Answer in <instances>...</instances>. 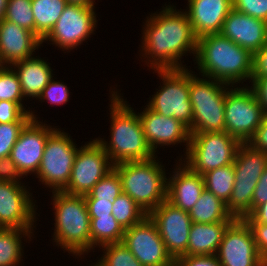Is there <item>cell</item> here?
<instances>
[{
    "label": "cell",
    "mask_w": 267,
    "mask_h": 266,
    "mask_svg": "<svg viewBox=\"0 0 267 266\" xmlns=\"http://www.w3.org/2000/svg\"><path fill=\"white\" fill-rule=\"evenodd\" d=\"M110 104L111 139L96 140L104 148L113 165L127 161H145L155 156L148 146L138 113L129 107L127 101L112 91Z\"/></svg>",
    "instance_id": "3"
},
{
    "label": "cell",
    "mask_w": 267,
    "mask_h": 266,
    "mask_svg": "<svg viewBox=\"0 0 267 266\" xmlns=\"http://www.w3.org/2000/svg\"><path fill=\"white\" fill-rule=\"evenodd\" d=\"M112 215L125 230L140 222L147 214L127 194H120L113 203Z\"/></svg>",
    "instance_id": "31"
},
{
    "label": "cell",
    "mask_w": 267,
    "mask_h": 266,
    "mask_svg": "<svg viewBox=\"0 0 267 266\" xmlns=\"http://www.w3.org/2000/svg\"><path fill=\"white\" fill-rule=\"evenodd\" d=\"M241 142L226 131L192 133L184 164L200 175L234 163ZM186 159V160H185Z\"/></svg>",
    "instance_id": "9"
},
{
    "label": "cell",
    "mask_w": 267,
    "mask_h": 266,
    "mask_svg": "<svg viewBox=\"0 0 267 266\" xmlns=\"http://www.w3.org/2000/svg\"><path fill=\"white\" fill-rule=\"evenodd\" d=\"M163 8L146 20L142 56H146L148 67L154 71L184 69L186 65H182L181 58L188 52L196 55L198 38L186 12L177 11L170 5Z\"/></svg>",
    "instance_id": "1"
},
{
    "label": "cell",
    "mask_w": 267,
    "mask_h": 266,
    "mask_svg": "<svg viewBox=\"0 0 267 266\" xmlns=\"http://www.w3.org/2000/svg\"><path fill=\"white\" fill-rule=\"evenodd\" d=\"M233 166L235 183L226 207L235 219H244L252 212L254 189L267 166V153L241 143Z\"/></svg>",
    "instance_id": "7"
},
{
    "label": "cell",
    "mask_w": 267,
    "mask_h": 266,
    "mask_svg": "<svg viewBox=\"0 0 267 266\" xmlns=\"http://www.w3.org/2000/svg\"><path fill=\"white\" fill-rule=\"evenodd\" d=\"M122 243L143 266H174V260L149 215L124 230Z\"/></svg>",
    "instance_id": "14"
},
{
    "label": "cell",
    "mask_w": 267,
    "mask_h": 266,
    "mask_svg": "<svg viewBox=\"0 0 267 266\" xmlns=\"http://www.w3.org/2000/svg\"><path fill=\"white\" fill-rule=\"evenodd\" d=\"M100 247L105 253L93 266H143L122 242Z\"/></svg>",
    "instance_id": "33"
},
{
    "label": "cell",
    "mask_w": 267,
    "mask_h": 266,
    "mask_svg": "<svg viewBox=\"0 0 267 266\" xmlns=\"http://www.w3.org/2000/svg\"><path fill=\"white\" fill-rule=\"evenodd\" d=\"M244 220L267 224V201L258 205Z\"/></svg>",
    "instance_id": "48"
},
{
    "label": "cell",
    "mask_w": 267,
    "mask_h": 266,
    "mask_svg": "<svg viewBox=\"0 0 267 266\" xmlns=\"http://www.w3.org/2000/svg\"><path fill=\"white\" fill-rule=\"evenodd\" d=\"M20 178H22V175L19 172L15 162L10 157L1 158L0 159V181L15 182L18 184H23L20 182Z\"/></svg>",
    "instance_id": "42"
},
{
    "label": "cell",
    "mask_w": 267,
    "mask_h": 266,
    "mask_svg": "<svg viewBox=\"0 0 267 266\" xmlns=\"http://www.w3.org/2000/svg\"><path fill=\"white\" fill-rule=\"evenodd\" d=\"M221 266H267L259 255L253 232L244 219H235L223 234L216 254Z\"/></svg>",
    "instance_id": "15"
},
{
    "label": "cell",
    "mask_w": 267,
    "mask_h": 266,
    "mask_svg": "<svg viewBox=\"0 0 267 266\" xmlns=\"http://www.w3.org/2000/svg\"><path fill=\"white\" fill-rule=\"evenodd\" d=\"M182 163H178L171 179H167L166 200L173 206L189 212L205 189V183L203 175L193 172Z\"/></svg>",
    "instance_id": "23"
},
{
    "label": "cell",
    "mask_w": 267,
    "mask_h": 266,
    "mask_svg": "<svg viewBox=\"0 0 267 266\" xmlns=\"http://www.w3.org/2000/svg\"><path fill=\"white\" fill-rule=\"evenodd\" d=\"M94 2L95 0H67L68 4H77V5L88 6V7H95Z\"/></svg>",
    "instance_id": "49"
},
{
    "label": "cell",
    "mask_w": 267,
    "mask_h": 266,
    "mask_svg": "<svg viewBox=\"0 0 267 266\" xmlns=\"http://www.w3.org/2000/svg\"><path fill=\"white\" fill-rule=\"evenodd\" d=\"M90 218L112 215L113 204L108 200H85Z\"/></svg>",
    "instance_id": "43"
},
{
    "label": "cell",
    "mask_w": 267,
    "mask_h": 266,
    "mask_svg": "<svg viewBox=\"0 0 267 266\" xmlns=\"http://www.w3.org/2000/svg\"><path fill=\"white\" fill-rule=\"evenodd\" d=\"M31 233L33 234V230L0 227V266L19 265L24 255L22 254V235L31 239Z\"/></svg>",
    "instance_id": "28"
},
{
    "label": "cell",
    "mask_w": 267,
    "mask_h": 266,
    "mask_svg": "<svg viewBox=\"0 0 267 266\" xmlns=\"http://www.w3.org/2000/svg\"><path fill=\"white\" fill-rule=\"evenodd\" d=\"M31 194L24 184L0 181V227L33 230L36 209Z\"/></svg>",
    "instance_id": "18"
},
{
    "label": "cell",
    "mask_w": 267,
    "mask_h": 266,
    "mask_svg": "<svg viewBox=\"0 0 267 266\" xmlns=\"http://www.w3.org/2000/svg\"><path fill=\"white\" fill-rule=\"evenodd\" d=\"M74 143L68 133L57 128L48 136L36 177L53 191H62L69 183L79 149Z\"/></svg>",
    "instance_id": "11"
},
{
    "label": "cell",
    "mask_w": 267,
    "mask_h": 266,
    "mask_svg": "<svg viewBox=\"0 0 267 266\" xmlns=\"http://www.w3.org/2000/svg\"><path fill=\"white\" fill-rule=\"evenodd\" d=\"M112 169L113 164L108 154L94 139L78 149L69 183L62 192L84 196Z\"/></svg>",
    "instance_id": "12"
},
{
    "label": "cell",
    "mask_w": 267,
    "mask_h": 266,
    "mask_svg": "<svg viewBox=\"0 0 267 266\" xmlns=\"http://www.w3.org/2000/svg\"><path fill=\"white\" fill-rule=\"evenodd\" d=\"M161 77L163 86L152 95L146 105L149 109L174 117L183 123L190 134L193 133V112L190 102V71L186 67L178 70H155Z\"/></svg>",
    "instance_id": "8"
},
{
    "label": "cell",
    "mask_w": 267,
    "mask_h": 266,
    "mask_svg": "<svg viewBox=\"0 0 267 266\" xmlns=\"http://www.w3.org/2000/svg\"><path fill=\"white\" fill-rule=\"evenodd\" d=\"M155 158L113 165L121 178L122 193L132 198L147 215L167 198L166 171Z\"/></svg>",
    "instance_id": "5"
},
{
    "label": "cell",
    "mask_w": 267,
    "mask_h": 266,
    "mask_svg": "<svg viewBox=\"0 0 267 266\" xmlns=\"http://www.w3.org/2000/svg\"><path fill=\"white\" fill-rule=\"evenodd\" d=\"M203 177L205 188L224 203H227L235 183L233 164L210 170L203 174Z\"/></svg>",
    "instance_id": "30"
},
{
    "label": "cell",
    "mask_w": 267,
    "mask_h": 266,
    "mask_svg": "<svg viewBox=\"0 0 267 266\" xmlns=\"http://www.w3.org/2000/svg\"><path fill=\"white\" fill-rule=\"evenodd\" d=\"M174 266H221L216 255L182 256L174 260Z\"/></svg>",
    "instance_id": "41"
},
{
    "label": "cell",
    "mask_w": 267,
    "mask_h": 266,
    "mask_svg": "<svg viewBox=\"0 0 267 266\" xmlns=\"http://www.w3.org/2000/svg\"><path fill=\"white\" fill-rule=\"evenodd\" d=\"M192 73L190 72L189 95L193 112V133L225 131L226 90L232 86L209 77L207 79L203 76L199 79Z\"/></svg>",
    "instance_id": "6"
},
{
    "label": "cell",
    "mask_w": 267,
    "mask_h": 266,
    "mask_svg": "<svg viewBox=\"0 0 267 266\" xmlns=\"http://www.w3.org/2000/svg\"><path fill=\"white\" fill-rule=\"evenodd\" d=\"M148 215L155 222L159 235L172 259L186 256L192 226L189 213L165 200Z\"/></svg>",
    "instance_id": "16"
},
{
    "label": "cell",
    "mask_w": 267,
    "mask_h": 266,
    "mask_svg": "<svg viewBox=\"0 0 267 266\" xmlns=\"http://www.w3.org/2000/svg\"><path fill=\"white\" fill-rule=\"evenodd\" d=\"M55 214L53 240L56 245L74 255L91 250V219L84 196L52 191Z\"/></svg>",
    "instance_id": "4"
},
{
    "label": "cell",
    "mask_w": 267,
    "mask_h": 266,
    "mask_svg": "<svg viewBox=\"0 0 267 266\" xmlns=\"http://www.w3.org/2000/svg\"><path fill=\"white\" fill-rule=\"evenodd\" d=\"M233 221L208 224L192 222L186 256L216 255L223 234Z\"/></svg>",
    "instance_id": "25"
},
{
    "label": "cell",
    "mask_w": 267,
    "mask_h": 266,
    "mask_svg": "<svg viewBox=\"0 0 267 266\" xmlns=\"http://www.w3.org/2000/svg\"><path fill=\"white\" fill-rule=\"evenodd\" d=\"M267 201V166L263 171L252 197V211L260 204Z\"/></svg>",
    "instance_id": "46"
},
{
    "label": "cell",
    "mask_w": 267,
    "mask_h": 266,
    "mask_svg": "<svg viewBox=\"0 0 267 266\" xmlns=\"http://www.w3.org/2000/svg\"><path fill=\"white\" fill-rule=\"evenodd\" d=\"M233 9L267 22V0H232Z\"/></svg>",
    "instance_id": "38"
},
{
    "label": "cell",
    "mask_w": 267,
    "mask_h": 266,
    "mask_svg": "<svg viewBox=\"0 0 267 266\" xmlns=\"http://www.w3.org/2000/svg\"><path fill=\"white\" fill-rule=\"evenodd\" d=\"M95 7L67 4L50 32L41 40L53 42L63 50L73 49L87 40L97 26Z\"/></svg>",
    "instance_id": "13"
},
{
    "label": "cell",
    "mask_w": 267,
    "mask_h": 266,
    "mask_svg": "<svg viewBox=\"0 0 267 266\" xmlns=\"http://www.w3.org/2000/svg\"><path fill=\"white\" fill-rule=\"evenodd\" d=\"M250 226L259 255L267 262V224L247 222Z\"/></svg>",
    "instance_id": "40"
},
{
    "label": "cell",
    "mask_w": 267,
    "mask_h": 266,
    "mask_svg": "<svg viewBox=\"0 0 267 266\" xmlns=\"http://www.w3.org/2000/svg\"><path fill=\"white\" fill-rule=\"evenodd\" d=\"M3 19L34 33V14L31 0H7Z\"/></svg>",
    "instance_id": "34"
},
{
    "label": "cell",
    "mask_w": 267,
    "mask_h": 266,
    "mask_svg": "<svg viewBox=\"0 0 267 266\" xmlns=\"http://www.w3.org/2000/svg\"><path fill=\"white\" fill-rule=\"evenodd\" d=\"M185 10L197 38L220 34L223 22L233 9L232 0H188Z\"/></svg>",
    "instance_id": "22"
},
{
    "label": "cell",
    "mask_w": 267,
    "mask_h": 266,
    "mask_svg": "<svg viewBox=\"0 0 267 266\" xmlns=\"http://www.w3.org/2000/svg\"><path fill=\"white\" fill-rule=\"evenodd\" d=\"M3 66H4L3 63H2L1 60H0V69H1Z\"/></svg>",
    "instance_id": "51"
},
{
    "label": "cell",
    "mask_w": 267,
    "mask_h": 266,
    "mask_svg": "<svg viewBox=\"0 0 267 266\" xmlns=\"http://www.w3.org/2000/svg\"><path fill=\"white\" fill-rule=\"evenodd\" d=\"M193 223H217L235 220L227 211L226 203L208 191H202L196 204L188 212Z\"/></svg>",
    "instance_id": "26"
},
{
    "label": "cell",
    "mask_w": 267,
    "mask_h": 266,
    "mask_svg": "<svg viewBox=\"0 0 267 266\" xmlns=\"http://www.w3.org/2000/svg\"><path fill=\"white\" fill-rule=\"evenodd\" d=\"M248 143L255 149L267 153V115L260 123L254 136Z\"/></svg>",
    "instance_id": "45"
},
{
    "label": "cell",
    "mask_w": 267,
    "mask_h": 266,
    "mask_svg": "<svg viewBox=\"0 0 267 266\" xmlns=\"http://www.w3.org/2000/svg\"><path fill=\"white\" fill-rule=\"evenodd\" d=\"M41 44L33 32L5 19L0 20V60L4 66L31 58Z\"/></svg>",
    "instance_id": "21"
},
{
    "label": "cell",
    "mask_w": 267,
    "mask_h": 266,
    "mask_svg": "<svg viewBox=\"0 0 267 266\" xmlns=\"http://www.w3.org/2000/svg\"><path fill=\"white\" fill-rule=\"evenodd\" d=\"M67 0H31L34 34L42 40L63 13Z\"/></svg>",
    "instance_id": "27"
},
{
    "label": "cell",
    "mask_w": 267,
    "mask_h": 266,
    "mask_svg": "<svg viewBox=\"0 0 267 266\" xmlns=\"http://www.w3.org/2000/svg\"><path fill=\"white\" fill-rule=\"evenodd\" d=\"M32 120L25 126L14 144L10 158L22 176L35 173L40 167L48 136L56 129L38 121L32 111ZM47 125V126H45Z\"/></svg>",
    "instance_id": "17"
},
{
    "label": "cell",
    "mask_w": 267,
    "mask_h": 266,
    "mask_svg": "<svg viewBox=\"0 0 267 266\" xmlns=\"http://www.w3.org/2000/svg\"><path fill=\"white\" fill-rule=\"evenodd\" d=\"M91 226V249L96 246H103L110 243H120L123 240L124 229L117 220L110 216L90 218Z\"/></svg>",
    "instance_id": "29"
},
{
    "label": "cell",
    "mask_w": 267,
    "mask_h": 266,
    "mask_svg": "<svg viewBox=\"0 0 267 266\" xmlns=\"http://www.w3.org/2000/svg\"><path fill=\"white\" fill-rule=\"evenodd\" d=\"M122 194V182L118 172L113 168L92 190L84 195L85 200H108L113 204L116 198Z\"/></svg>",
    "instance_id": "32"
},
{
    "label": "cell",
    "mask_w": 267,
    "mask_h": 266,
    "mask_svg": "<svg viewBox=\"0 0 267 266\" xmlns=\"http://www.w3.org/2000/svg\"><path fill=\"white\" fill-rule=\"evenodd\" d=\"M67 88L66 84L51 79L38 99H41V101L47 100L52 105L64 104L69 100V90Z\"/></svg>",
    "instance_id": "39"
},
{
    "label": "cell",
    "mask_w": 267,
    "mask_h": 266,
    "mask_svg": "<svg viewBox=\"0 0 267 266\" xmlns=\"http://www.w3.org/2000/svg\"><path fill=\"white\" fill-rule=\"evenodd\" d=\"M267 76V43L253 54L252 77Z\"/></svg>",
    "instance_id": "44"
},
{
    "label": "cell",
    "mask_w": 267,
    "mask_h": 266,
    "mask_svg": "<svg viewBox=\"0 0 267 266\" xmlns=\"http://www.w3.org/2000/svg\"><path fill=\"white\" fill-rule=\"evenodd\" d=\"M142 130L145 135L148 146L151 150L161 146L175 145L176 143H185V149H188L190 142L189 129L174 117H165L148 107L138 114Z\"/></svg>",
    "instance_id": "19"
},
{
    "label": "cell",
    "mask_w": 267,
    "mask_h": 266,
    "mask_svg": "<svg viewBox=\"0 0 267 266\" xmlns=\"http://www.w3.org/2000/svg\"><path fill=\"white\" fill-rule=\"evenodd\" d=\"M252 86L258 101L264 109L265 115H267V76L252 77Z\"/></svg>",
    "instance_id": "47"
},
{
    "label": "cell",
    "mask_w": 267,
    "mask_h": 266,
    "mask_svg": "<svg viewBox=\"0 0 267 266\" xmlns=\"http://www.w3.org/2000/svg\"><path fill=\"white\" fill-rule=\"evenodd\" d=\"M229 87L225 97V131L241 143H248L266 116L252 88Z\"/></svg>",
    "instance_id": "10"
},
{
    "label": "cell",
    "mask_w": 267,
    "mask_h": 266,
    "mask_svg": "<svg viewBox=\"0 0 267 266\" xmlns=\"http://www.w3.org/2000/svg\"><path fill=\"white\" fill-rule=\"evenodd\" d=\"M7 100L19 103L23 108L24 100L18 76L11 66L0 69V101Z\"/></svg>",
    "instance_id": "35"
},
{
    "label": "cell",
    "mask_w": 267,
    "mask_h": 266,
    "mask_svg": "<svg viewBox=\"0 0 267 266\" xmlns=\"http://www.w3.org/2000/svg\"><path fill=\"white\" fill-rule=\"evenodd\" d=\"M32 114L25 110L19 103L7 100L0 101V123L30 122Z\"/></svg>",
    "instance_id": "37"
},
{
    "label": "cell",
    "mask_w": 267,
    "mask_h": 266,
    "mask_svg": "<svg viewBox=\"0 0 267 266\" xmlns=\"http://www.w3.org/2000/svg\"><path fill=\"white\" fill-rule=\"evenodd\" d=\"M7 0H0V20L4 18Z\"/></svg>",
    "instance_id": "50"
},
{
    "label": "cell",
    "mask_w": 267,
    "mask_h": 266,
    "mask_svg": "<svg viewBox=\"0 0 267 266\" xmlns=\"http://www.w3.org/2000/svg\"><path fill=\"white\" fill-rule=\"evenodd\" d=\"M194 56L201 76L231 86L252 80L253 54L221 34L198 38Z\"/></svg>",
    "instance_id": "2"
},
{
    "label": "cell",
    "mask_w": 267,
    "mask_h": 266,
    "mask_svg": "<svg viewBox=\"0 0 267 266\" xmlns=\"http://www.w3.org/2000/svg\"><path fill=\"white\" fill-rule=\"evenodd\" d=\"M15 69L23 97L39 98L43 89L53 78L52 69L48 62L36 57H31L11 65Z\"/></svg>",
    "instance_id": "24"
},
{
    "label": "cell",
    "mask_w": 267,
    "mask_h": 266,
    "mask_svg": "<svg viewBox=\"0 0 267 266\" xmlns=\"http://www.w3.org/2000/svg\"><path fill=\"white\" fill-rule=\"evenodd\" d=\"M220 34L254 54L267 43V22L232 9Z\"/></svg>",
    "instance_id": "20"
},
{
    "label": "cell",
    "mask_w": 267,
    "mask_h": 266,
    "mask_svg": "<svg viewBox=\"0 0 267 266\" xmlns=\"http://www.w3.org/2000/svg\"><path fill=\"white\" fill-rule=\"evenodd\" d=\"M29 122L0 123V159L9 157L20 133Z\"/></svg>",
    "instance_id": "36"
}]
</instances>
